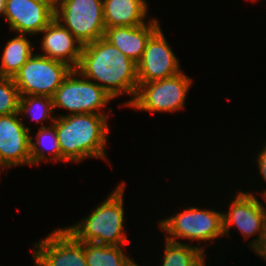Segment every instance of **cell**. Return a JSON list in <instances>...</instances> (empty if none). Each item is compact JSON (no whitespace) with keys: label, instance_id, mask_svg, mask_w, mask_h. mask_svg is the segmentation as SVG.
Returning a JSON list of instances; mask_svg holds the SVG:
<instances>
[{"label":"cell","instance_id":"obj_1","mask_svg":"<svg viewBox=\"0 0 266 266\" xmlns=\"http://www.w3.org/2000/svg\"><path fill=\"white\" fill-rule=\"evenodd\" d=\"M75 70L78 77L99 81L96 84L113 98L124 92L133 95L125 105L133 101L138 89L137 64L104 37L83 45Z\"/></svg>","mask_w":266,"mask_h":266},{"label":"cell","instance_id":"obj_2","mask_svg":"<svg viewBox=\"0 0 266 266\" xmlns=\"http://www.w3.org/2000/svg\"><path fill=\"white\" fill-rule=\"evenodd\" d=\"M107 115L68 114L55 118L61 160L79 162L89 157L106 159Z\"/></svg>","mask_w":266,"mask_h":266},{"label":"cell","instance_id":"obj_3","mask_svg":"<svg viewBox=\"0 0 266 266\" xmlns=\"http://www.w3.org/2000/svg\"><path fill=\"white\" fill-rule=\"evenodd\" d=\"M121 183L113 193L83 221L66 227L78 241L103 245L124 246L129 240L124 235L123 193Z\"/></svg>","mask_w":266,"mask_h":266},{"label":"cell","instance_id":"obj_4","mask_svg":"<svg viewBox=\"0 0 266 266\" xmlns=\"http://www.w3.org/2000/svg\"><path fill=\"white\" fill-rule=\"evenodd\" d=\"M72 69L65 62L33 54L14 75L13 80L20 96L39 95L52 98Z\"/></svg>","mask_w":266,"mask_h":266},{"label":"cell","instance_id":"obj_5","mask_svg":"<svg viewBox=\"0 0 266 266\" xmlns=\"http://www.w3.org/2000/svg\"><path fill=\"white\" fill-rule=\"evenodd\" d=\"M191 80L181 71L162 80L139 83L135 97L128 106L154 113L181 110L184 108Z\"/></svg>","mask_w":266,"mask_h":266},{"label":"cell","instance_id":"obj_6","mask_svg":"<svg viewBox=\"0 0 266 266\" xmlns=\"http://www.w3.org/2000/svg\"><path fill=\"white\" fill-rule=\"evenodd\" d=\"M78 72L75 69L66 76L60 87L52 97L53 108L69 110L70 114H102L100 110L106 106L111 97L102 87L85 78H76ZM96 111V112H95ZM99 111V112H98Z\"/></svg>","mask_w":266,"mask_h":266},{"label":"cell","instance_id":"obj_7","mask_svg":"<svg viewBox=\"0 0 266 266\" xmlns=\"http://www.w3.org/2000/svg\"><path fill=\"white\" fill-rule=\"evenodd\" d=\"M159 227L167 233L166 239L174 242L176 238L207 241L224 235L222 212L192 206L159 221Z\"/></svg>","mask_w":266,"mask_h":266},{"label":"cell","instance_id":"obj_8","mask_svg":"<svg viewBox=\"0 0 266 266\" xmlns=\"http://www.w3.org/2000/svg\"><path fill=\"white\" fill-rule=\"evenodd\" d=\"M55 18L62 22L82 45L104 37L106 28L102 0H63L55 12Z\"/></svg>","mask_w":266,"mask_h":266},{"label":"cell","instance_id":"obj_9","mask_svg":"<svg viewBox=\"0 0 266 266\" xmlns=\"http://www.w3.org/2000/svg\"><path fill=\"white\" fill-rule=\"evenodd\" d=\"M35 266H88L84 255V242L78 241L65 228L54 230L35 244Z\"/></svg>","mask_w":266,"mask_h":266},{"label":"cell","instance_id":"obj_10","mask_svg":"<svg viewBox=\"0 0 266 266\" xmlns=\"http://www.w3.org/2000/svg\"><path fill=\"white\" fill-rule=\"evenodd\" d=\"M223 233L229 235L230 226L238 228L245 239L260 233L251 242L253 249L266 232V207L252 193L240 191L232 203L228 213H222Z\"/></svg>","mask_w":266,"mask_h":266},{"label":"cell","instance_id":"obj_11","mask_svg":"<svg viewBox=\"0 0 266 266\" xmlns=\"http://www.w3.org/2000/svg\"><path fill=\"white\" fill-rule=\"evenodd\" d=\"M179 62L159 27L148 39L137 63L139 83H148L171 77L181 72Z\"/></svg>","mask_w":266,"mask_h":266},{"label":"cell","instance_id":"obj_12","mask_svg":"<svg viewBox=\"0 0 266 266\" xmlns=\"http://www.w3.org/2000/svg\"><path fill=\"white\" fill-rule=\"evenodd\" d=\"M20 113L0 116V167L31 165L30 128L19 119Z\"/></svg>","mask_w":266,"mask_h":266},{"label":"cell","instance_id":"obj_13","mask_svg":"<svg viewBox=\"0 0 266 266\" xmlns=\"http://www.w3.org/2000/svg\"><path fill=\"white\" fill-rule=\"evenodd\" d=\"M4 16L12 31L32 35L40 33L55 18V12L38 0H6Z\"/></svg>","mask_w":266,"mask_h":266},{"label":"cell","instance_id":"obj_14","mask_svg":"<svg viewBox=\"0 0 266 266\" xmlns=\"http://www.w3.org/2000/svg\"><path fill=\"white\" fill-rule=\"evenodd\" d=\"M41 32L45 33L41 42L45 53L39 55L65 62L75 69L82 54V43L56 18Z\"/></svg>","mask_w":266,"mask_h":266},{"label":"cell","instance_id":"obj_15","mask_svg":"<svg viewBox=\"0 0 266 266\" xmlns=\"http://www.w3.org/2000/svg\"><path fill=\"white\" fill-rule=\"evenodd\" d=\"M160 27L154 18L146 25L120 26L105 29L104 38L136 64L140 61L150 36Z\"/></svg>","mask_w":266,"mask_h":266},{"label":"cell","instance_id":"obj_16","mask_svg":"<svg viewBox=\"0 0 266 266\" xmlns=\"http://www.w3.org/2000/svg\"><path fill=\"white\" fill-rule=\"evenodd\" d=\"M105 28L145 24L148 5L145 0H102Z\"/></svg>","mask_w":266,"mask_h":266},{"label":"cell","instance_id":"obj_17","mask_svg":"<svg viewBox=\"0 0 266 266\" xmlns=\"http://www.w3.org/2000/svg\"><path fill=\"white\" fill-rule=\"evenodd\" d=\"M3 50L0 77L13 78L26 61L34 54L30 40L25 35L19 34L9 40Z\"/></svg>","mask_w":266,"mask_h":266},{"label":"cell","instance_id":"obj_18","mask_svg":"<svg viewBox=\"0 0 266 266\" xmlns=\"http://www.w3.org/2000/svg\"><path fill=\"white\" fill-rule=\"evenodd\" d=\"M84 255L88 266H130L133 262L115 245L84 242Z\"/></svg>","mask_w":266,"mask_h":266},{"label":"cell","instance_id":"obj_19","mask_svg":"<svg viewBox=\"0 0 266 266\" xmlns=\"http://www.w3.org/2000/svg\"><path fill=\"white\" fill-rule=\"evenodd\" d=\"M162 266H205L204 247L189 246L166 239Z\"/></svg>","mask_w":266,"mask_h":266},{"label":"cell","instance_id":"obj_20","mask_svg":"<svg viewBox=\"0 0 266 266\" xmlns=\"http://www.w3.org/2000/svg\"><path fill=\"white\" fill-rule=\"evenodd\" d=\"M33 139L34 140L36 139V141L33 142L30 137V142H29L31 165L38 164L40 163V161L49 160L50 158L51 160L54 161L61 160V150L57 138V131L53 123L48 127L42 126L41 129L38 130L37 135ZM42 149L44 151L45 149L48 150L49 154L52 156L51 157L46 156V154Z\"/></svg>","mask_w":266,"mask_h":266},{"label":"cell","instance_id":"obj_21","mask_svg":"<svg viewBox=\"0 0 266 266\" xmlns=\"http://www.w3.org/2000/svg\"><path fill=\"white\" fill-rule=\"evenodd\" d=\"M53 110V100L51 97L39 95L20 96L19 113L29 114L32 120H36V124L49 119L54 122L56 117L51 116Z\"/></svg>","mask_w":266,"mask_h":266},{"label":"cell","instance_id":"obj_22","mask_svg":"<svg viewBox=\"0 0 266 266\" xmlns=\"http://www.w3.org/2000/svg\"><path fill=\"white\" fill-rule=\"evenodd\" d=\"M19 99L13 78L0 77V116L19 113Z\"/></svg>","mask_w":266,"mask_h":266},{"label":"cell","instance_id":"obj_23","mask_svg":"<svg viewBox=\"0 0 266 266\" xmlns=\"http://www.w3.org/2000/svg\"><path fill=\"white\" fill-rule=\"evenodd\" d=\"M257 162L260 174L263 176V179L266 181V144L261 150V152H259V155L257 156ZM261 195L264 197L263 199H265L266 201V190L263 191Z\"/></svg>","mask_w":266,"mask_h":266},{"label":"cell","instance_id":"obj_24","mask_svg":"<svg viewBox=\"0 0 266 266\" xmlns=\"http://www.w3.org/2000/svg\"><path fill=\"white\" fill-rule=\"evenodd\" d=\"M256 255L260 256L266 261V232L260 239L259 243L253 248Z\"/></svg>","mask_w":266,"mask_h":266},{"label":"cell","instance_id":"obj_25","mask_svg":"<svg viewBox=\"0 0 266 266\" xmlns=\"http://www.w3.org/2000/svg\"><path fill=\"white\" fill-rule=\"evenodd\" d=\"M38 1L45 4L53 12H56L60 8L63 2V0H38Z\"/></svg>","mask_w":266,"mask_h":266},{"label":"cell","instance_id":"obj_26","mask_svg":"<svg viewBox=\"0 0 266 266\" xmlns=\"http://www.w3.org/2000/svg\"><path fill=\"white\" fill-rule=\"evenodd\" d=\"M6 7V0H0V15H4Z\"/></svg>","mask_w":266,"mask_h":266},{"label":"cell","instance_id":"obj_27","mask_svg":"<svg viewBox=\"0 0 266 266\" xmlns=\"http://www.w3.org/2000/svg\"><path fill=\"white\" fill-rule=\"evenodd\" d=\"M130 266H139L138 264H136L134 261L131 263Z\"/></svg>","mask_w":266,"mask_h":266}]
</instances>
